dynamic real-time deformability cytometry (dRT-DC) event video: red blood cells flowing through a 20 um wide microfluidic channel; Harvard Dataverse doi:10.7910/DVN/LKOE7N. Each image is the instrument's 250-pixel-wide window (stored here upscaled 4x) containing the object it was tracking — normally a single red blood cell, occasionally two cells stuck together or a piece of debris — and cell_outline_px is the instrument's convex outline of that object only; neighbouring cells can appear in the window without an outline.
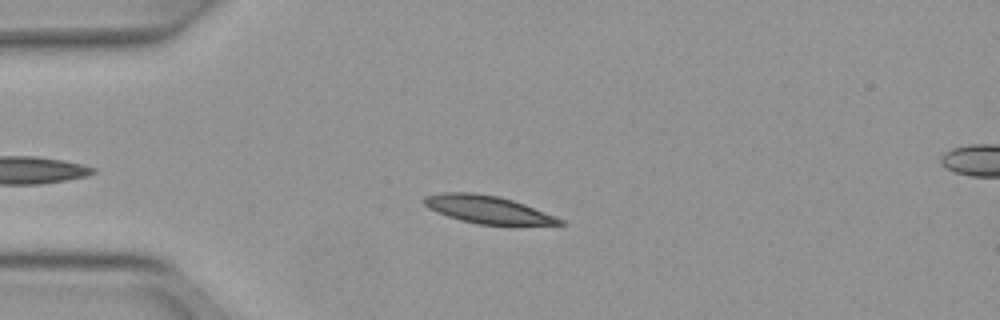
{"species": "Egyptian fruit bat (a non-hibernating species)", "species_latin": "Rousettus aegyptiacus", "temperature_condition": "warm", "stored_images_in_passage": 37, "camera_frame_rate_fps": 3000, "um_per_image_px": 0.085, "animal": {"sex": "female"}, "frame": {"image": 1, "passage_image": 8, "time_ms": 2.333, "image_size_px": [1000, 320], "cell_outline_px": [[568, 224], [476, 224], [460, 220], [436, 212], [428, 208], [420, 200], [424, 196], [440, 192], [472, 192], [496, 196], [512, 200], [524, 204], [564, 220]], "centroid_in_image_um": [41.36, 17.79], "position_along_channel_um": 43.6, "area_um2": 21.68}}
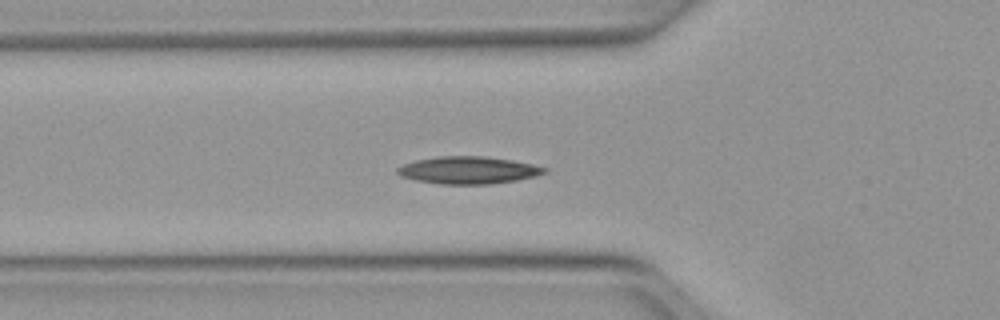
{"frame": {"image": 2, "passage_image": 13, "time_ms": 4.0, "image_size_px": [1000, 320], "cell_outline_px": [[548, 172], [536, 176], [516, 180], [488, 184], [440, 184], [416, 180], [400, 176], [396, 172], [396, 168], [404, 164], [416, 160], [436, 156], [484, 156], [512, 160], [532, 164], [548, 168]], "centroid_in_image_um": [39.8, 14.46], "position_along_channel_um": 86.0, "area_um2": 23.47}}
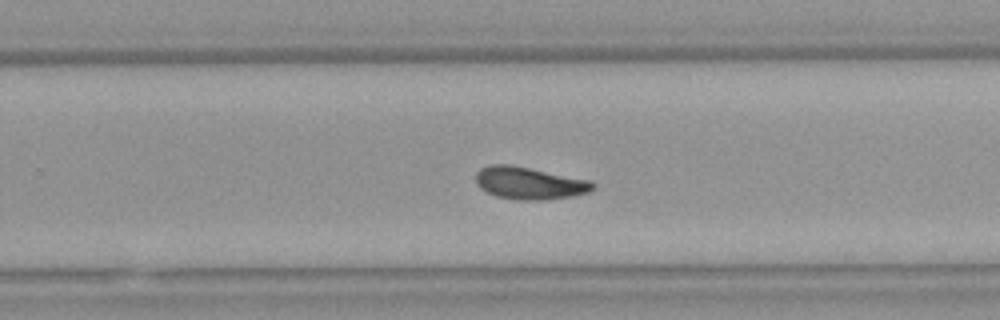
{"frame": {"image": 3, "passage_image": 28, "time_ms": 9.0, "image_size_px": [1000, 320], "cell_outline_px": [[596, 188], [588, 192], [576, 196], [548, 200], [516, 200], [496, 196], [480, 188], [476, 184], [476, 172], [480, 168], [488, 164], [512, 164], [592, 180], [596, 184]], "centroid_in_image_um": [45.03, 15.56], "position_along_channel_um": 284.8, "area_um2": 22.66}, "authors_computed_cell_mechanics": {"area_um2": 21.5016, "velocity_mm_per_s": 3.9868, "shape_relaxation_time_tau1_ms": 5.0488, "shape_relaxation_time_tau2_ms": 10.2451, "deformation_change_tau1": 0.1492, "deformation_change_tau2": 0.1339}}